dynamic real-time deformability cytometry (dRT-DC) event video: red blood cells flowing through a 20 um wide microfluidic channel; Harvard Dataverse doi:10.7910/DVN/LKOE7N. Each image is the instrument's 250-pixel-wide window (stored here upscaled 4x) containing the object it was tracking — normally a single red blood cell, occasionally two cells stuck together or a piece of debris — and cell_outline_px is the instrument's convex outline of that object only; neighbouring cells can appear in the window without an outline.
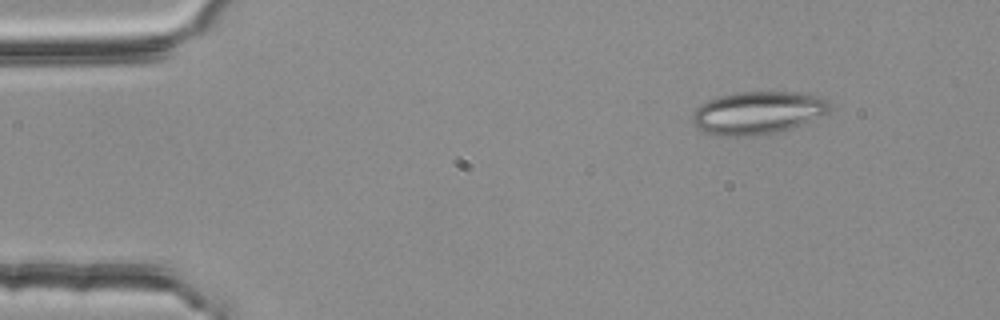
{"species": "common noctule bat (a hibernating species)", "species_latin": "Nyctalus noctula", "temperature_condition": "room temperature", "stored_images_in_passage": 49, "camera_frame_rate_fps": 3000, "um_per_image_px": 0.085, "animal": {"sex": "female", "body_mass_g": 25.1}, "frame": {"image": 1, "passage_image": 1, "time_ms": 0.0, "image_size_px": [1000, 320], "cell_outline_px": [[832, 108], [828, 112], [792, 128], [772, 132], [744, 136], [728, 136], [708, 132], [700, 128], [692, 120], [692, 112], [700, 104], [708, 100], [720, 96], [740, 92], [792, 92], [816, 96], [828, 100], [832, 104]], "centroid_in_image_um": [64.42, 9.56], "position_along_channel_um": 20.6, "area_um2": 33.52}}
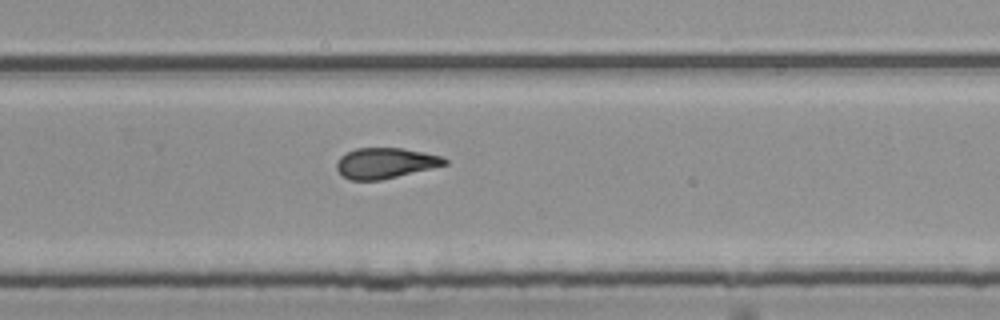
{"frame": {"image": 2, "passage_image": 30, "time_ms": 9.667, "image_size_px": [1000, 320], "cell_outline_px": [[448, 164], [432, 168], [380, 180], [352, 180], [344, 176], [336, 168], [336, 164], [340, 156], [356, 148], [400, 148], [424, 152], [440, 156], [448, 160]], "centroid_in_image_um": [32.76, 13.86], "position_along_channel_um": 297.0, "area_um2": 19.02}}
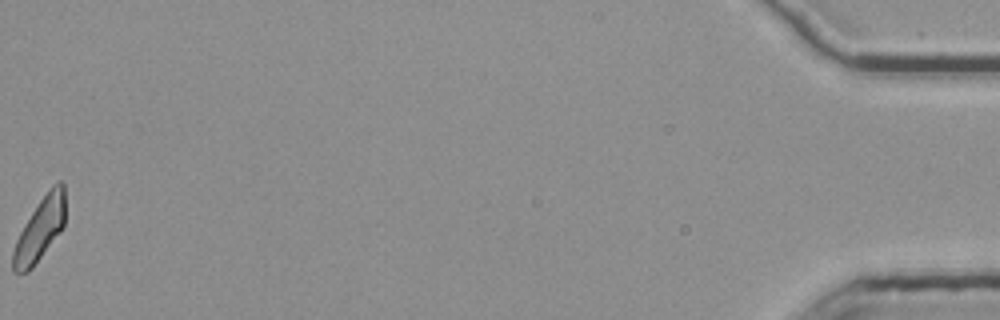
{"frame": {"image": 3, "passage_image": 49, "time_ms": 16.0, "image_size_px": [1000, 320], "cell_outline_px": [[64, 224], [60, 232], [32, 268], [28, 272], [12, 272], [12, 252], [16, 240], [24, 224], [40, 200], [52, 184], [60, 180], [64, 180]], "centroid_in_image_um": [3.39, 19.48], "position_along_channel_um": 431.8, "area_um2": 19.02}, "authors_computed_cell_mechanics": {"area_um2": 19.941, "velocity_mm_per_s": 3.7735, "shape_relaxation_time_tau1_ms": null, "shape_relaxation_time_tau2_ms": 3.2959, "deformation_change_tau1": null, "deformation_change_tau2": 0.1176}}